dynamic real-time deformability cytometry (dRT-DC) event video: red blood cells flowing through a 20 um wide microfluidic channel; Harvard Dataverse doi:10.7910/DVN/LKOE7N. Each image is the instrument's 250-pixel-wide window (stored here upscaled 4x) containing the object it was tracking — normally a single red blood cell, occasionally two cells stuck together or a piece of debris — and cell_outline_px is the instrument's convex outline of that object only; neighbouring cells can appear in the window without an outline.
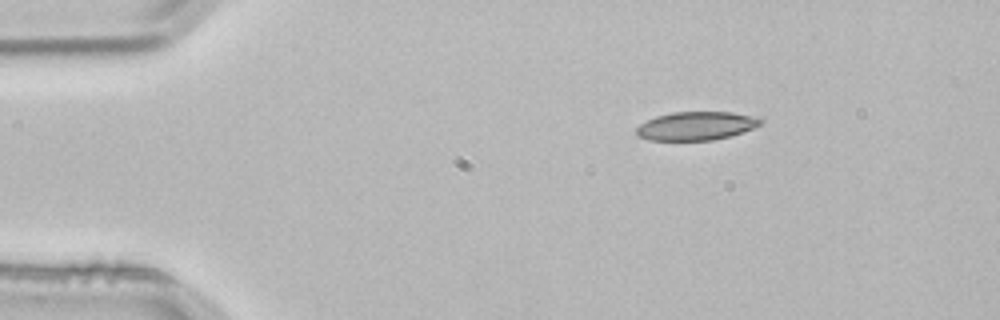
{"species": "common noctule bat (a hibernating species)", "species_latin": "Nyctalus noctula", "temperature_condition": "room temperature", "stored_images_in_passage": 2, "camera_frame_rate_fps": 3000, "um_per_image_px": 0.085, "animal": {"sex": "male", "body_mass_g": 21.5, "forearm_length_mm": 52.0}, "frame": {"image": 1, "passage_image": 1, "time_ms": 0.0, "image_size_px": [1000, 320], "cell_outline_px": [[764, 120], [760, 124], [744, 132], [732, 136], [712, 140], [648, 140], [640, 136], [636, 132], [636, 128], [640, 124], [656, 116], [672, 112], [732, 112], [764, 116]], "centroid_in_image_um": [59.27, 10.69], "position_along_channel_um": 25.7, "area_um2": 20.87}}